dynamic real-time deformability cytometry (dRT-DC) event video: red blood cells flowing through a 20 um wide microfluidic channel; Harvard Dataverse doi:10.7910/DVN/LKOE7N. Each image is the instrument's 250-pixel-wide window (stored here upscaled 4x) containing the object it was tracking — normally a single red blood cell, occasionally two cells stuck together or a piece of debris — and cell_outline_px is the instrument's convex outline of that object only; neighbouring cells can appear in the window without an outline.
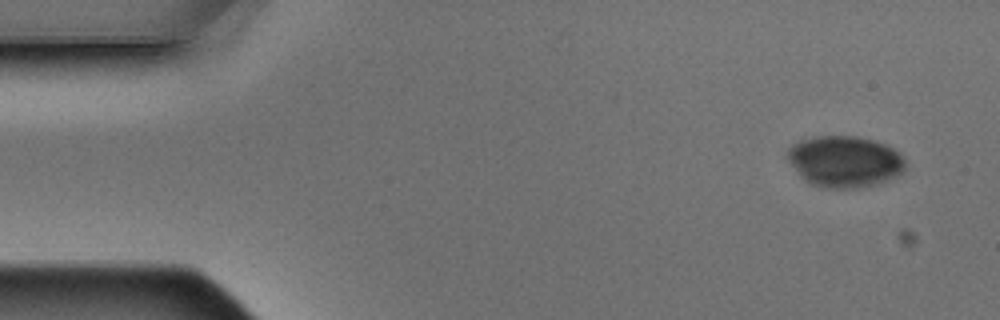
{"species": "Egyptian fruit bat (a non-hibernating species)", "species_latin": "Rousettus aegyptiacus", "temperature_condition": "warm", "stored_images_in_passage": 5, "camera_frame_rate_fps": 3000, "um_per_image_px": 0.085, "animal": {"sex": "male"}, "frame": {"image": 1, "passage_image": 1, "time_ms": 0.0, "image_size_px": [1000, 320], "cell_outline_px": [[908, 164], [904, 172], [900, 176], [880, 184], [860, 188], [828, 188], [812, 184], [804, 180], [800, 176], [784, 156], [788, 148], [792, 144], [800, 140], [816, 136], [856, 136], [872, 140], [884, 144], [900, 152]], "centroid_in_image_um": [71.83, 13.74], "position_along_channel_um": 13.2, "area_um2": 36.01}}